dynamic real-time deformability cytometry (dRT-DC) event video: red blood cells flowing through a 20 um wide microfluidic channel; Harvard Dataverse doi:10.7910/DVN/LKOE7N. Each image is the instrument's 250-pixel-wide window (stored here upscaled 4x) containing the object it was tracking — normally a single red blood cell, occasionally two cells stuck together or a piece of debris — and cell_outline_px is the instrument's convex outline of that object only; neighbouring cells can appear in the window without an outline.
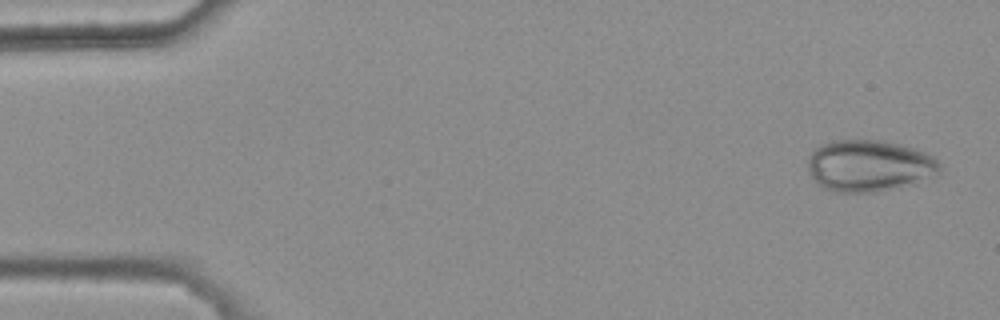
{"species": "common noctule bat (a hibernating species)", "species_latin": "Nyctalus noctula", "temperature_condition": "warm", "stored_images_in_passage": 8, "camera_frame_rate_fps": 3000, "um_per_image_px": 0.085, "animal": {"sex": "female", "body_mass_g": 25.1}, "frame": {"image": 1, "passage_image": 1, "time_ms": 0.0, "image_size_px": [1000, 320], "cell_outline_px": [[940, 172], [936, 176], [876, 192], [836, 192], [824, 188], [816, 184], [812, 180], [808, 168], [808, 156], [820, 144], [832, 140], [880, 140], [900, 144], [924, 152], [932, 156], [940, 164]], "centroid_in_image_um": [73.83, 14.08], "position_along_channel_um": 11.2, "area_um2": 39.59}}
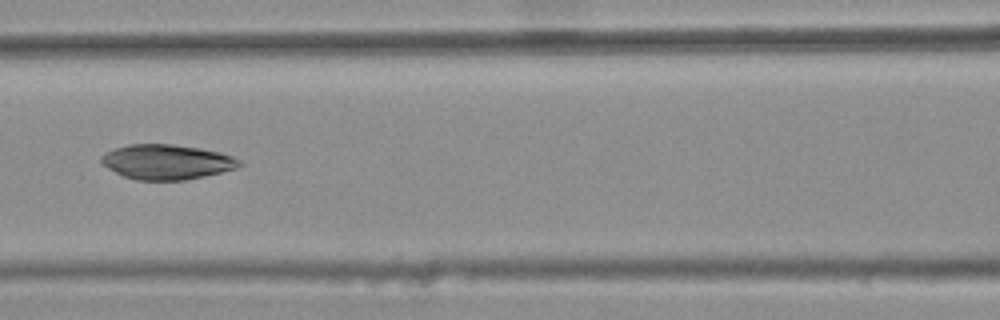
{"frame": {"image": 2, "passage_image": 7, "time_ms": 2.0, "image_size_px": [1000, 320], "cell_outline_px": [[244, 164], [236, 168], [204, 176], [184, 180], [136, 180], [124, 176], [108, 168], [100, 160], [100, 156], [104, 152], [128, 144], [172, 144], [200, 148], [220, 152], [232, 156], [240, 160]], "centroid_in_image_um": [14.17, 13.76], "position_along_channel_um": 152.4, "area_um2": 28.03}}
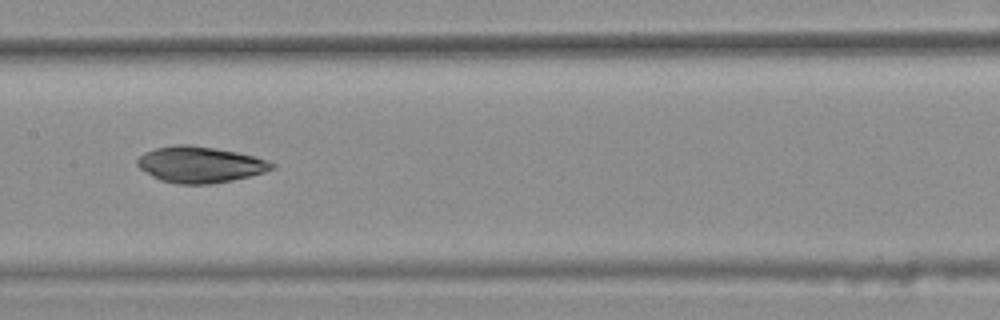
{"frame": {"image": 3, "passage_image": 8, "time_ms": 2.333, "image_size_px": [1000, 320], "cell_outline_px": [[276, 168], [264, 172], [232, 180], [212, 184], [180, 184], [160, 180], [152, 176], [140, 168], [136, 164], [136, 160], [144, 152], [156, 148], [176, 144], [188, 144], [216, 148], [236, 152], [268, 160], [276, 164]], "centroid_in_image_um": [17.0, 13.98], "position_along_channel_um": 190.4, "area_um2": 28.32}}